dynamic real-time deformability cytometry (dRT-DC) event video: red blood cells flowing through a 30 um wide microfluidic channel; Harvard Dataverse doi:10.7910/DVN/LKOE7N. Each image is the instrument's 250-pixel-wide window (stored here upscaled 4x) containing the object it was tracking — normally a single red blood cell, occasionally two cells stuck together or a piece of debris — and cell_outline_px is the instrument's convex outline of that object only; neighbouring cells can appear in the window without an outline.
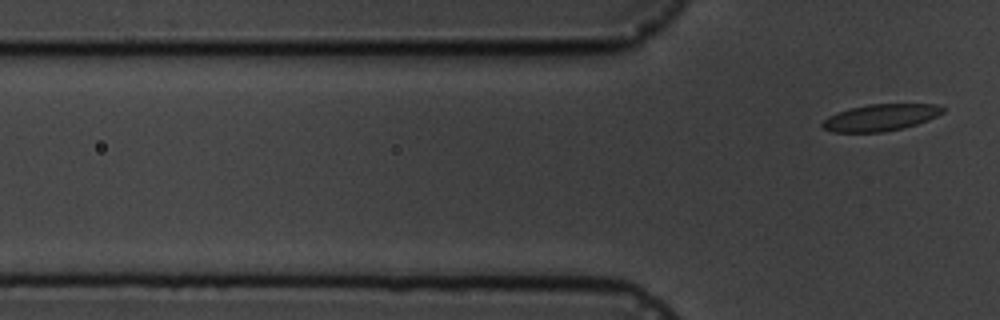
{"species": "common noctule bat (a hibernating species)", "species_latin": "Nyctalus noctula", "temperature_condition": "cold", "stored_images_in_passage": 7, "segment_of_instrument_passage": [2, 2], "camera_frame_rate_fps": 3000, "um_per_image_px": 0.085, "animal": {"sex": "male", "body_mass_g": 19.5, "forearm_length_mm": 54.6}, "frame": {"image": 1, "passage_image": 7, "time_ms": 7.667, "image_size_px": [1000, 320], "cell_outline_px": [[944, 112], [928, 120], [904, 128], [880, 132], [832, 132], [824, 128], [820, 124], [828, 116], [836, 112], [868, 104], [936, 104], [944, 108]], "centroid_in_image_um": [74.83, 9.99], "position_along_channel_um": 51.0, "area_um2": 18.67}}